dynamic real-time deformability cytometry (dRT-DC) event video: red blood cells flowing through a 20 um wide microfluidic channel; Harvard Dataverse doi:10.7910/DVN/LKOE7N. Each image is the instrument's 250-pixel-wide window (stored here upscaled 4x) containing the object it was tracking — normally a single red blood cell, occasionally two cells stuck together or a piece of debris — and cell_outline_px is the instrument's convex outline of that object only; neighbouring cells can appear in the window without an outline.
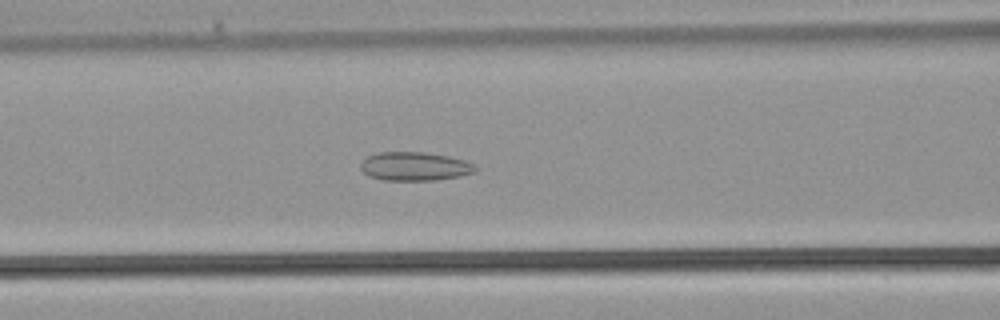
{"species": "common noctule bat (a hibernating species)", "species_latin": "Nyctalus noctula", "temperature_condition": "warm", "stored_images_in_passage": 39, "camera_frame_rate_fps": 3000, "um_per_image_px": 0.085, "animal": {"sex": "male", "body_mass_g": 21.5, "forearm_length_mm": 52.0}, "frame": {"image": 1, "passage_image": 16, "time_ms": 5.0, "image_size_px": [1000, 320], "cell_outline_px": [[476, 172], [460, 176], [436, 180], [384, 180], [368, 176], [360, 168], [360, 164], [368, 156], [380, 152], [424, 152], [448, 156], [464, 160], [476, 164]], "centroid_in_image_um": [35.27, 14.14], "position_along_channel_um": 131.3, "area_um2": 19.19}}
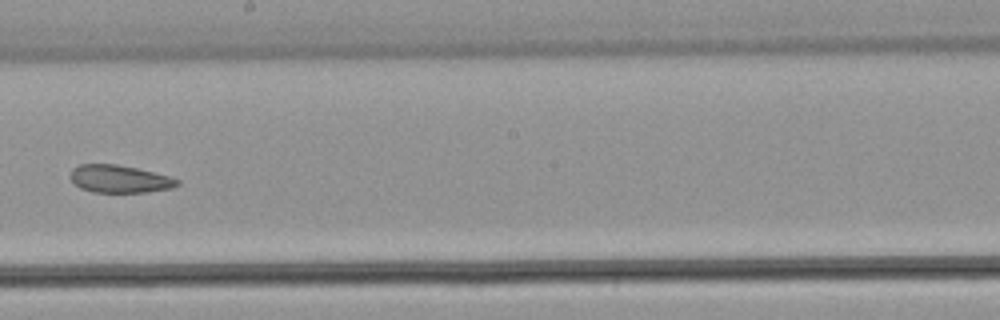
{"frame": {"image": 2, "passage_image": 22, "time_ms": 7.0, "image_size_px": [1000, 320], "cell_outline_px": [[180, 184], [172, 188], [148, 192], [92, 192], [80, 188], [72, 180], [72, 168], [80, 164], [116, 164], [136, 168], [168, 176], [180, 180]], "centroid_in_image_um": [10.18, 15.21], "position_along_channel_um": 238.0, "area_um2": 17.05}}
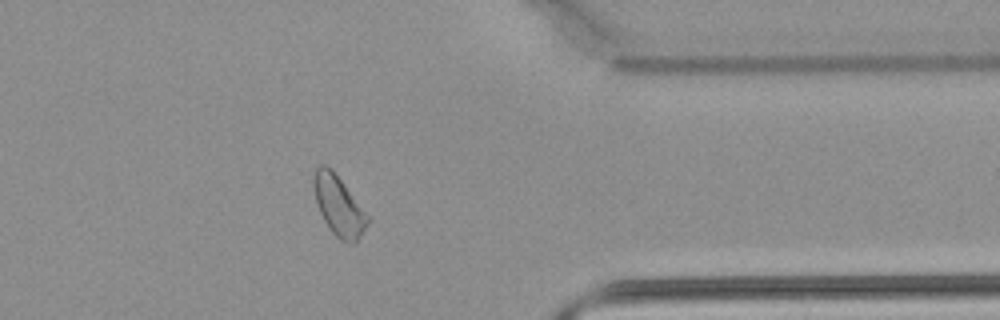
{"frame": {"image": 3, "passage_image": 31, "time_ms": 10.0, "image_size_px": [1000, 320], "cell_outline_px": [[368, 224], [356, 244], [352, 244], [340, 240], [332, 232], [324, 220], [320, 212], [316, 200], [312, 180], [316, 168], [320, 164], [324, 164], [332, 168], [368, 216]], "centroid_in_image_um": [28.78, 17.49], "position_along_channel_um": 382.6, "area_um2": 18.61}}